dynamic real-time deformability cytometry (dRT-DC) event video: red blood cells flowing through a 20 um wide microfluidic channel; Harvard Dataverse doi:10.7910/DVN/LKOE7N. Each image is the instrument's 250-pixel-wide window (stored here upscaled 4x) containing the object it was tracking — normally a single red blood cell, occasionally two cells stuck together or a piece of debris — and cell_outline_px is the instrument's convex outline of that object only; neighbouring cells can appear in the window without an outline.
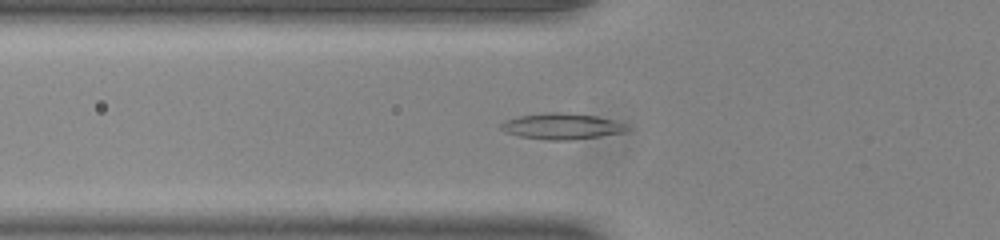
{"species": "common noctule bat (a hibernating species)", "species_latin": "Nyctalus noctula", "temperature_condition": "room temperature", "stored_images_in_passage": 34, "camera_frame_rate_fps": 3000, "um_per_image_px": 0.085, "animal": {"sex": "male", "body_mass_g": 20.0, "forearm_length_mm": 53.3}, "frame": {"image": 1, "passage_image": 4, "time_ms": 1.0, "image_size_px": [1000, 240], "cell_outline_px": [[632, 128], [624, 132], [600, 136], [568, 140], [548, 140], [520, 136], [504, 132], [500, 128], [500, 124], [504, 120], [520, 116], [544, 112], [568, 112], [596, 116], [612, 120], [624, 124]], "centroid_in_image_um": [47.73, 10.72], "position_along_channel_um": 78.1, "area_um2": 19.13}}
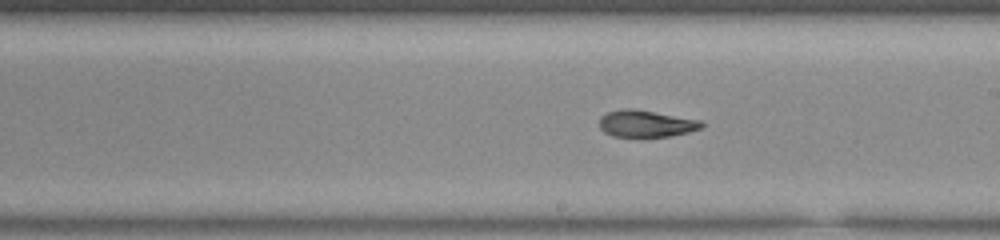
{"frame": {"image": 2, "passage_image": 16, "time_ms": 5.0, "image_size_px": [1000, 240], "cell_outline_px": [[708, 124], [704, 128], [688, 132], [668, 136], [640, 140], [612, 136], [604, 132], [600, 128], [600, 116], [608, 112], [624, 108], [632, 108], [704, 120]], "centroid_in_image_um": [54.97, 10.55], "position_along_channel_um": 234.0, "area_um2": 16.99}}
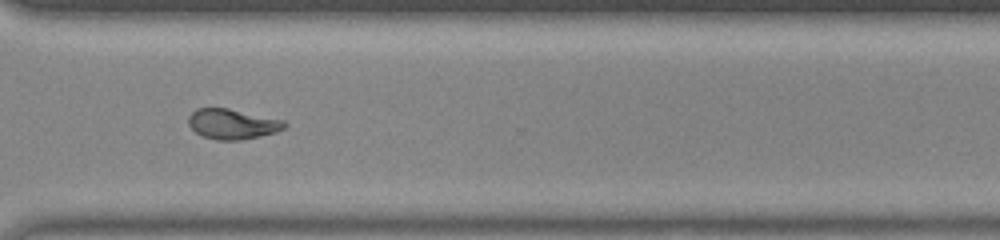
{"frame": {"image": 3, "passage_image": 25, "time_ms": 8.0, "image_size_px": [1000, 240], "cell_outline_px": [[288, 124], [284, 128], [276, 132], [244, 140], [216, 140], [204, 136], [196, 132], [188, 124], [188, 116], [196, 108], [228, 108], [284, 120]], "centroid_in_image_um": [19.76, 10.54], "position_along_channel_um": 350.8, "area_um2": 16.94}, "authors_computed_cell_mechanics": {"area_um2": 16.9643, "velocity_mm_per_s": 3.8952, "shape_relaxation_time_tau1_ms": null, "shape_relaxation_time_tau2_ms": 2.6311, "deformation_change_tau1": null, "deformation_change_tau2": 0.0874}}